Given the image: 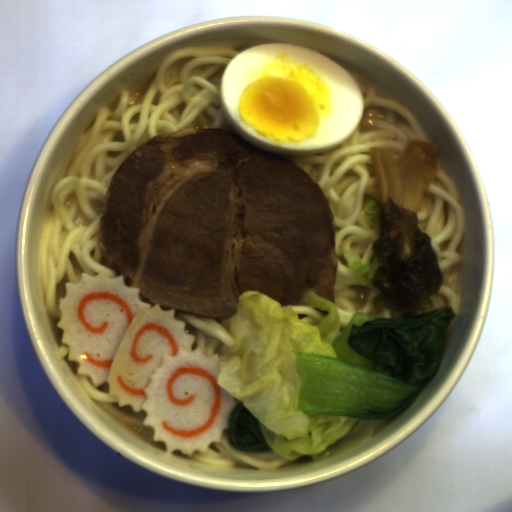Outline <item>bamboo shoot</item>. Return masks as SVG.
Masks as SVG:
<instances>
[{"instance_id": "15d580a7", "label": "bamboo shoot", "mask_w": 512, "mask_h": 512, "mask_svg": "<svg viewBox=\"0 0 512 512\" xmlns=\"http://www.w3.org/2000/svg\"><path fill=\"white\" fill-rule=\"evenodd\" d=\"M368 155L382 204L390 198L400 208L418 209L435 179L437 143L411 139L401 154L372 146Z\"/></svg>"}]
</instances>
